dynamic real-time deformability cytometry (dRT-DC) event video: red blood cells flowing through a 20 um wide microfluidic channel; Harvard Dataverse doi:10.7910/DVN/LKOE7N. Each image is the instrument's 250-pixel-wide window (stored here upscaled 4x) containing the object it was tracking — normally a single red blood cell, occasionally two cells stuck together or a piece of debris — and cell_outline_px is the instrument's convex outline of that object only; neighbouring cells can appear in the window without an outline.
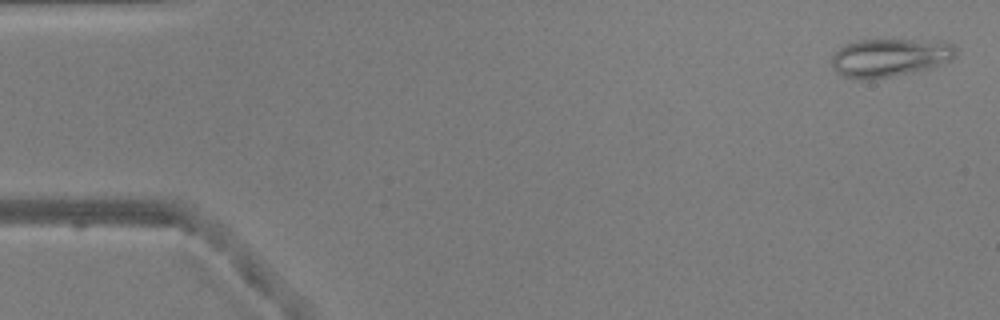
{"species": "common noctule bat (a hibernating species)", "species_latin": "Nyctalus noctula", "temperature_condition": "warm", "stored_images_in_passage": 48, "camera_frame_rate_fps": 3000, "um_per_image_px": 0.085, "animal": {"sex": "male", "body_mass_g": 20.5, "forearm_length_mm": 52.5}, "frame": {"image": 1, "passage_image": 2, "time_ms": 0.333, "image_size_px": [1000, 320], "cell_outline_px": [[956, 56], [952, 60], [932, 68], [868, 80], [860, 80], [840, 76], [832, 68], [832, 56], [844, 44], [856, 40], [940, 40], [952, 44], [956, 48]], "centroid_in_image_um": [75.63, 4.89], "position_along_channel_um": 9.4, "area_um2": 27.98}}
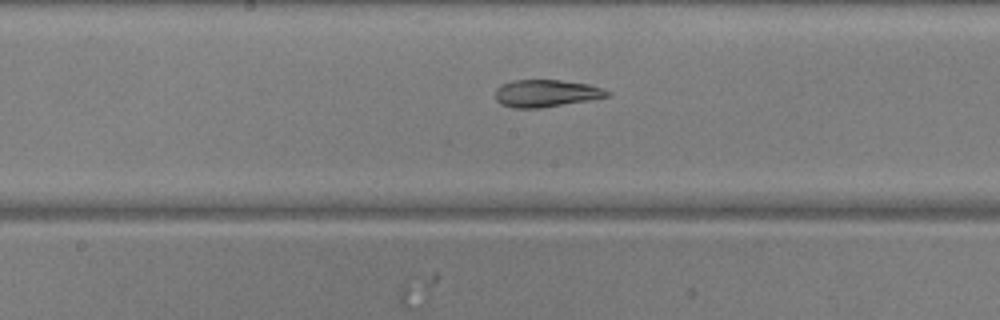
{"frame": {"image": 2, "passage_image": 27, "time_ms": 8.667, "image_size_px": [1000, 320], "cell_outline_px": [[612, 92], [608, 96], [588, 100], [540, 108], [512, 108], [500, 104], [496, 100], [496, 88], [500, 84], [512, 80], [560, 80], [588, 84]], "centroid_in_image_um": [46.36, 7.93], "position_along_channel_um": 201.8, "area_um2": 17.74}}
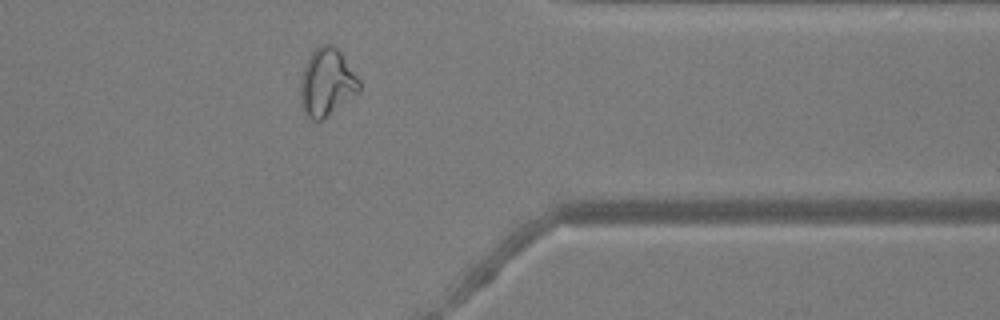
{"frame": {"image": 3, "passage_image": 42, "time_ms": 13.667, "image_size_px": [1000, 320], "cell_outline_px": [[360, 92], [324, 120], [312, 120], [304, 112], [300, 104], [300, 80], [304, 68], [312, 52], [320, 44], [332, 44], [340, 52], [360, 80]], "centroid_in_image_um": [27.78, 7.05], "position_along_channel_um": 383.6, "area_um2": 23.29}, "authors_computed_cell_mechanics": {"area_um2": 21.1259, "velocity_mm_per_s": 3.8867, "shape_relaxation_time_tau1_ms": null, "shape_relaxation_time_tau2_ms": 2.6667, "deformation_change_tau1": null, "deformation_change_tau2": 0.0992}}